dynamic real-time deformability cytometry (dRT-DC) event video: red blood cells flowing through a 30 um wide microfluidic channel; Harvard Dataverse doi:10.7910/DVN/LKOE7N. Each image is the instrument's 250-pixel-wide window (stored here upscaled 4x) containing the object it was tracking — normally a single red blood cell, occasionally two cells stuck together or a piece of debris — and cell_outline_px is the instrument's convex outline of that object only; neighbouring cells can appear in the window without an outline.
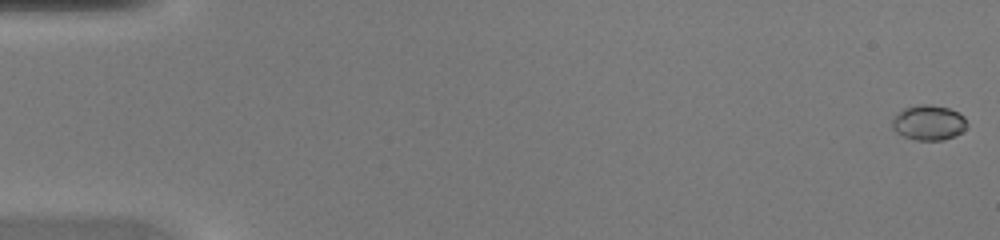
{"species": "common noctule bat (a hibernating species)", "species_latin": "Nyctalus noctula", "temperature_condition": "warm", "stored_images_in_passage": 46, "camera_frame_rate_fps": 3000, "um_per_image_px": 0.085, "animal": {"sex": "female", "body_mass_g": 20.0, "forearm_length_mm": 54.0}, "frame": {"image": 1, "passage_image": 1, "time_ms": 0.0, "image_size_px": [1000, 240], "cell_outline_px": [[968, 124], [956, 136], [944, 140], [916, 140], [904, 136], [896, 132], [892, 128], [892, 120], [896, 112], [904, 108], [920, 104], [928, 104], [948, 108], [964, 116]], "centroid_in_image_um": [78.91, 10.42], "position_along_channel_um": 6.1, "area_um2": 15.32}}
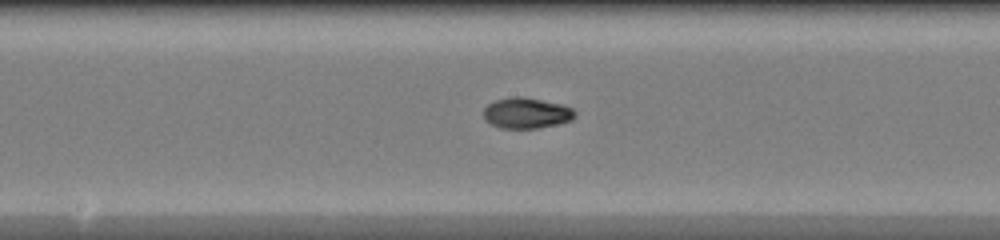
{"frame": {"image": 2, "passage_image": 25, "time_ms": 8.0, "image_size_px": [1000, 240], "cell_outline_px": [[576, 116], [572, 120], [556, 124], [536, 128], [500, 128], [484, 120], [484, 108], [488, 104], [496, 100], [512, 96], [524, 96], [560, 104], [572, 108], [576, 112]], "centroid_in_image_um": [44.74, 9.6], "position_along_channel_um": 203.5, "area_um2": 16.36}}
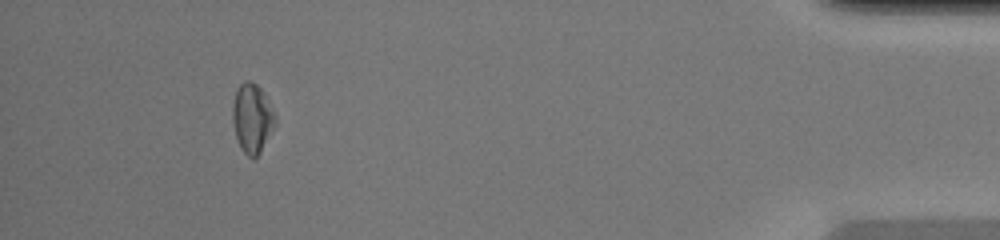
{"frame": {"image": 3, "passage_image": 43, "time_ms": 14.0, "image_size_px": [1000, 240], "cell_outline_px": [[276, 124], [260, 152], [252, 160], [240, 148], [236, 136], [232, 120], [232, 104], [236, 88], [244, 80], [252, 80], [260, 88], [276, 112]], "centroid_in_image_um": [21.43, 10.02], "position_along_channel_um": 413.8, "area_um2": 17.46}}